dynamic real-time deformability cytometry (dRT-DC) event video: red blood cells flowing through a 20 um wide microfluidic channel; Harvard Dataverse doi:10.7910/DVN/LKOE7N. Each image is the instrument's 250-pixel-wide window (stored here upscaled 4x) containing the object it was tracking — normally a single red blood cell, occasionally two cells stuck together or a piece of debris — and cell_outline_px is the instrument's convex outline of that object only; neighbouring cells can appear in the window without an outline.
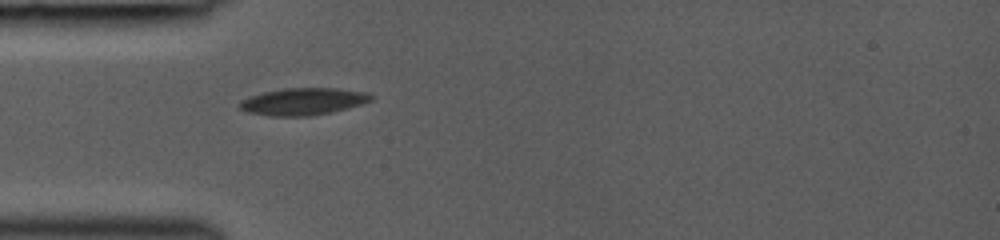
{"species": "common noctule bat (a hibernating species)", "species_latin": "Nyctalus noctula", "temperature_condition": "room temperature", "stored_images_in_passage": 15, "camera_frame_rate_fps": 3000, "um_per_image_px": 0.085, "animal": {"sex": "female", "body_mass_g": 19.0, "forearm_length_mm": 53.3}, "frame": {"image": 1, "passage_image": 1, "time_ms": 0.0, "image_size_px": [1000, 240], "cell_outline_px": [[376, 96], [372, 100], [364, 104], [332, 112], [308, 116], [268, 116], [248, 112], [240, 108], [236, 104], [240, 100], [248, 96], [264, 92], [284, 88], [340, 88], [368, 92]], "centroid_in_image_um": [25.79, 8.62], "position_along_channel_um": 59.2, "area_um2": 21.15}}
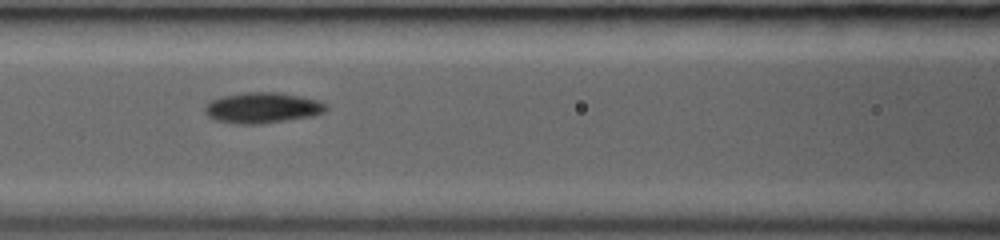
{"frame": {"image": 2, "passage_image": 10, "time_ms": 2.0, "image_size_px": [1000, 240], "cell_outline_px": [[328, 108], [324, 112], [312, 116], [260, 124], [236, 124], [216, 120], [208, 116], [204, 112], [204, 108], [212, 100], [220, 96], [244, 92], [280, 92], [320, 100], [328, 104]], "centroid_in_image_um": [22.32, 9.15], "position_along_channel_um": 144.3, "area_um2": 21.85}}
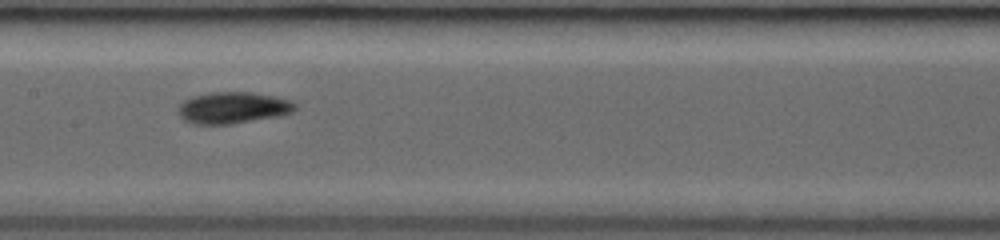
{"frame": {"image": 3, "passage_image": 14, "time_ms": 3.0, "image_size_px": [1000, 240], "cell_outline_px": [[296, 108], [292, 112], [280, 116], [228, 124], [192, 124], [184, 120], [180, 116], [180, 104], [184, 100], [192, 96], [212, 92], [252, 92], [292, 100], [296, 104]], "centroid_in_image_um": [19.82, 9.15], "position_along_channel_um": 187.6, "area_um2": 21.39}}